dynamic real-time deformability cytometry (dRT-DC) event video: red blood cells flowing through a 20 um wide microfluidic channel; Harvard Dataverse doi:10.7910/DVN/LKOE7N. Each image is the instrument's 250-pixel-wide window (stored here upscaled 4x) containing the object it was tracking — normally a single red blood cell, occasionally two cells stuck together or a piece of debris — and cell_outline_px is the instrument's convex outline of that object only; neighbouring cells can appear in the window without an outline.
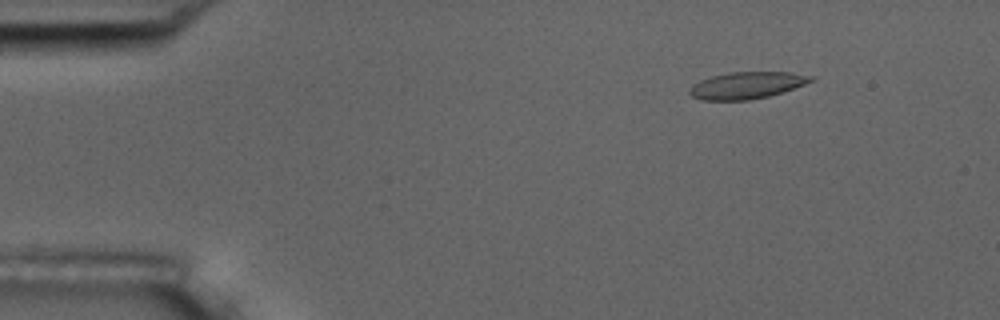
{"species": "common noctule bat (a hibernating species)", "species_latin": "Nyctalus noctula", "temperature_condition": "room temperature", "stored_images_in_passage": 5, "camera_frame_rate_fps": 3000, "um_per_image_px": 0.085, "animal": {"sex": "male", "body_mass_g": 17.5, "forearm_length_mm": 52.3}, "frame": {"image": 1, "passage_image": 2, "time_ms": 1.333, "image_size_px": [1000, 320], "cell_outline_px": [[816, 76], [812, 80], [804, 84], [768, 96], [748, 100], [700, 100], [692, 96], [688, 92], [700, 80], [712, 76], [732, 72], [788, 72]], "centroid_in_image_um": [63.47, 7.25], "position_along_channel_um": 21.5, "area_um2": 18.61}}
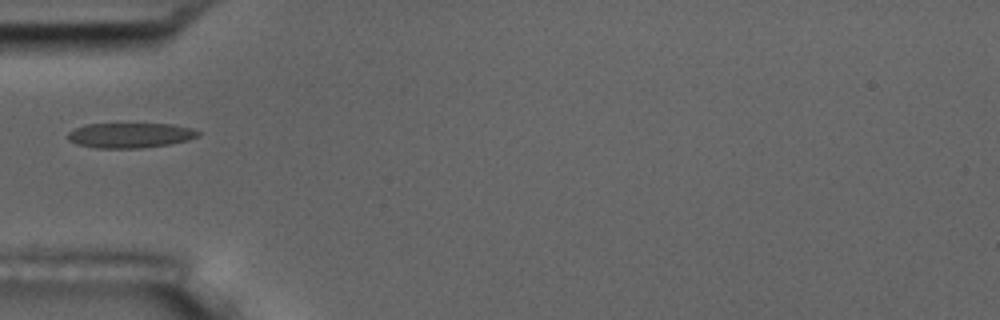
{"frame": {"image": 2, "passage_image": 5, "time_ms": 5.0, "image_size_px": [1000, 320], "cell_outline_px": [[200, 136], [188, 140], [168, 144], [140, 148], [96, 148], [76, 144], [68, 140], [68, 132], [84, 124], [172, 124], [188, 128], [200, 132]], "centroid_in_image_um": [11.03, 11.5], "position_along_channel_um": 74.0, "area_um2": 18.9}}